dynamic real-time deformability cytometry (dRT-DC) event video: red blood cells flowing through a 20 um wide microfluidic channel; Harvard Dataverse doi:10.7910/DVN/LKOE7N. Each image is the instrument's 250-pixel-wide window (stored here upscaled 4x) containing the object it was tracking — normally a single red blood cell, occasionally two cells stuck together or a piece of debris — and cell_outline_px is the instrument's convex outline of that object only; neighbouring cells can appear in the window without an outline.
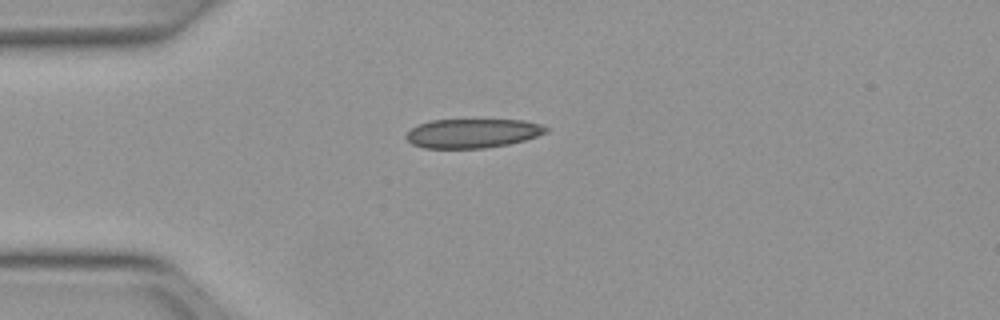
{"species": "Egyptian fruit bat (a non-hibernating species)", "species_latin": "Rousettus aegyptiacus", "temperature_condition": "warm", "stored_images_in_passage": 38, "camera_frame_rate_fps": 3000, "um_per_image_px": 0.085, "animal": {"sex": "female"}, "frame": {"image": 1, "passage_image": 1, "time_ms": 0.0, "image_size_px": [1000, 320], "cell_outline_px": [[548, 132], [524, 140], [508, 144], [484, 148], [424, 148], [412, 144], [404, 136], [412, 128], [420, 124], [432, 120], [524, 120], [540, 124], [548, 128]], "centroid_in_image_um": [40.16, 11.33], "position_along_channel_um": 44.8, "area_um2": 23.58}}
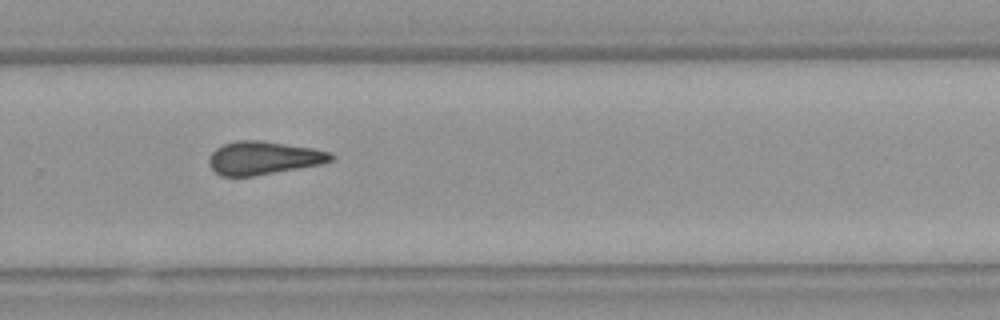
{"frame": {"image": 2, "passage_image": 22, "time_ms": 7.0, "image_size_px": [1000, 320], "cell_outline_px": [[336, 156], [332, 160], [320, 164], [252, 176], [220, 176], [208, 164], [208, 160], [212, 152], [216, 148], [224, 144], [236, 140], [260, 140], [312, 148], [332, 152]], "centroid_in_image_um": [22.39, 13.42], "position_along_channel_um": 307.4, "area_um2": 23.47}}
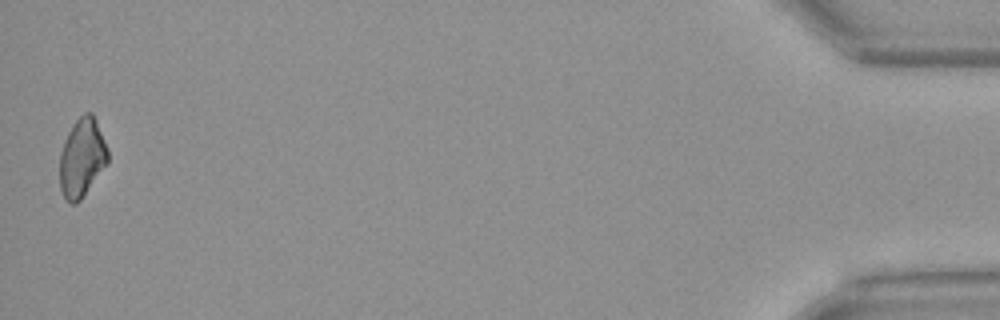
{"frame": {"image": 3, "passage_image": 38, "time_ms": 12.333, "image_size_px": [1000, 320], "cell_outline_px": [[108, 164], [80, 200], [76, 204], [72, 204], [64, 196], [60, 188], [60, 152], [64, 140], [72, 124], [84, 112], [92, 112], [96, 120], [108, 148]], "centroid_in_image_um": [6.98, 13.39], "position_along_channel_um": 428.2, "area_um2": 22.14}, "authors_computed_cell_mechanics": {"area_um2": 23.698, "velocity_mm_per_s": 4.0367, "shape_relaxation_time_tau1_ms": null, "shape_relaxation_time_tau2_ms": 3.1165, "deformation_change_tau1": null, "deformation_change_tau2": 0.1089}}